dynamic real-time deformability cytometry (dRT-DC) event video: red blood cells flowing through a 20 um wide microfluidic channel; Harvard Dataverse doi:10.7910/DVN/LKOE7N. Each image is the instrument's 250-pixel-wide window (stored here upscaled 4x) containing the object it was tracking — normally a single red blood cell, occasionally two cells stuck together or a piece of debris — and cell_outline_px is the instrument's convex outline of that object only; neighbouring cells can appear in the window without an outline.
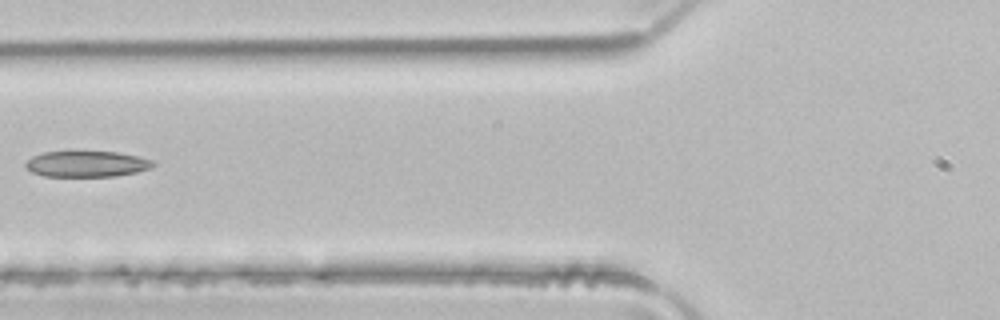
{"species": "common noctule bat (a hibernating species)", "species_latin": "Nyctalus noctula", "temperature_condition": "room temperature", "stored_images_in_passage": 5, "camera_frame_rate_fps": 3000, "um_per_image_px": 0.085, "animal": {"sex": "male", "body_mass_g": 21.5, "forearm_length_mm": 52.0}, "frame": {"image": 1, "passage_image": 5, "time_ms": 1.333, "image_size_px": [1000, 320], "cell_outline_px": [[156, 164], [148, 168], [136, 172], [116, 176], [44, 176], [32, 172], [24, 164], [32, 156], [44, 152], [116, 152], [136, 156], [152, 160]], "centroid_in_image_um": [7.35, 13.94], "position_along_channel_um": 118.4, "area_um2": 18.96}}